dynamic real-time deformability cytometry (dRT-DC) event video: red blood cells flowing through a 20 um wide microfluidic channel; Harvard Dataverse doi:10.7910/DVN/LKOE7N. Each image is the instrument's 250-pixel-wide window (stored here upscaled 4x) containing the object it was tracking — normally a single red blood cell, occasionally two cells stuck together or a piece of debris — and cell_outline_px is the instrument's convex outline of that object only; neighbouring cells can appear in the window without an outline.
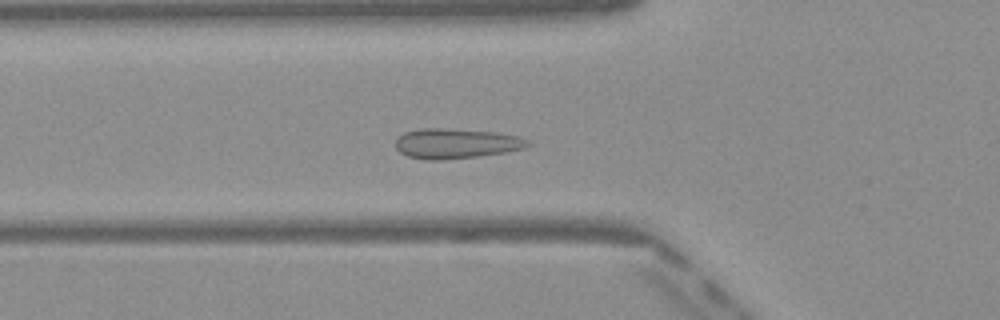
{"species": "Egyptian fruit bat (a non-hibernating species)", "species_latin": "Rousettus aegyptiacus", "temperature_condition": "warm", "stored_images_in_passage": 34, "camera_frame_rate_fps": 3000, "um_per_image_px": 0.085, "frame": {"image": 1, "passage_image": 2, "time_ms": 0.333, "image_size_px": [1000, 320], "cell_outline_px": [[532, 144], [524, 148], [504, 152], [476, 156], [444, 160], [428, 160], [408, 156], [400, 152], [396, 148], [396, 140], [404, 132], [420, 128], [448, 128], [496, 132], [516, 136]], "centroid_in_image_um": [38.72, 12.19], "position_along_channel_um": 87.1, "area_um2": 22.95}}
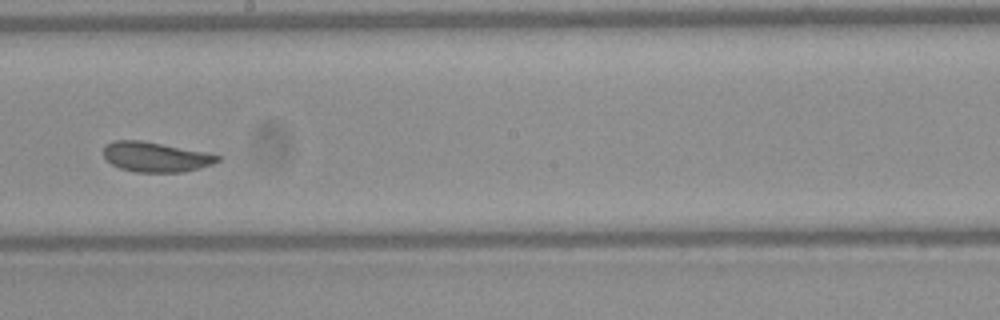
{"frame": {"image": 2, "passage_image": 13, "time_ms": 4.0, "image_size_px": [1000, 320], "cell_outline_px": [[220, 160], [212, 164], [200, 168], [180, 172], [136, 172], [120, 168], [112, 164], [104, 156], [104, 144], [112, 140], [140, 140], [204, 152], [220, 156]], "centroid_in_image_um": [13.19, 13.34], "position_along_channel_um": 235.0, "area_um2": 19.65}}
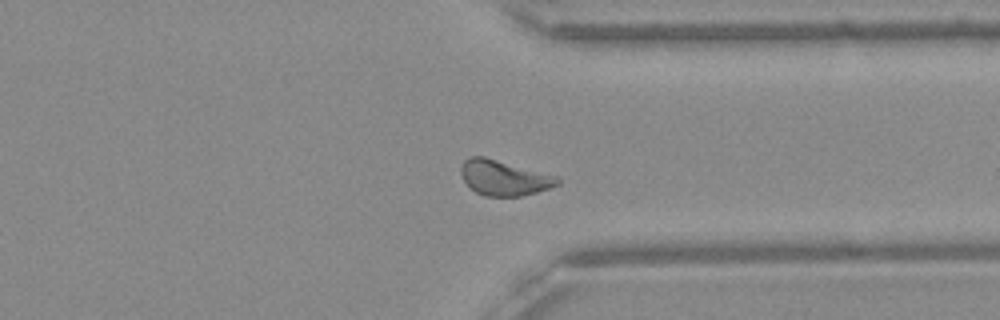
{"frame": {"image": 3, "passage_image": 23, "time_ms": 7.333, "image_size_px": [1000, 320], "cell_outline_px": [[560, 184], [536, 192], [520, 196], [484, 196], [476, 192], [464, 180], [460, 172], [460, 168], [464, 160], [468, 156], [484, 156], [556, 176], [560, 180]], "centroid_in_image_um": [42.81, 15.1], "position_along_channel_um": 368.6, "area_um2": 19.59}}